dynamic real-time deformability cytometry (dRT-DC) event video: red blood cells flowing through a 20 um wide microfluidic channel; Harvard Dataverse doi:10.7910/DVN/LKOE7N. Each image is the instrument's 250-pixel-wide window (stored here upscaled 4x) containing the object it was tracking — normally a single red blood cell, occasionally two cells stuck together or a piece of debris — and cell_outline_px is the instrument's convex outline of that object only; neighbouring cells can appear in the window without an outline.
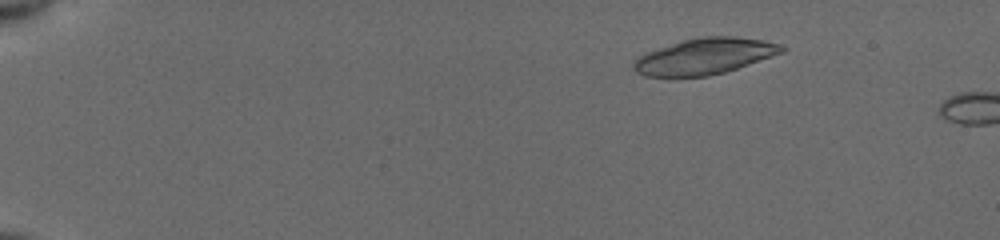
{"species": "common noctule bat (a hibernating species)", "species_latin": "Nyctalus noctula", "temperature_condition": "cold", "stored_images_in_passage": 7, "camera_frame_rate_fps": 3000, "um_per_image_px": 0.085, "animal": {"sex": "female", "body_mass_g": 19.5, "forearm_length_mm": 54.1}, "frame": {"image": 1, "passage_image": 5, "time_ms": 1.333, "image_size_px": [1000, 240], "cell_outline_px": [[788, 48], [784, 52], [724, 72], [708, 76], [644, 76], [636, 72], [632, 68], [632, 64], [636, 56], [680, 40], [704, 36], [732, 36], [764, 40], [780, 44]], "centroid_in_image_um": [59.87, 4.77], "position_along_channel_um": 25.1, "area_um2": 31.15}}